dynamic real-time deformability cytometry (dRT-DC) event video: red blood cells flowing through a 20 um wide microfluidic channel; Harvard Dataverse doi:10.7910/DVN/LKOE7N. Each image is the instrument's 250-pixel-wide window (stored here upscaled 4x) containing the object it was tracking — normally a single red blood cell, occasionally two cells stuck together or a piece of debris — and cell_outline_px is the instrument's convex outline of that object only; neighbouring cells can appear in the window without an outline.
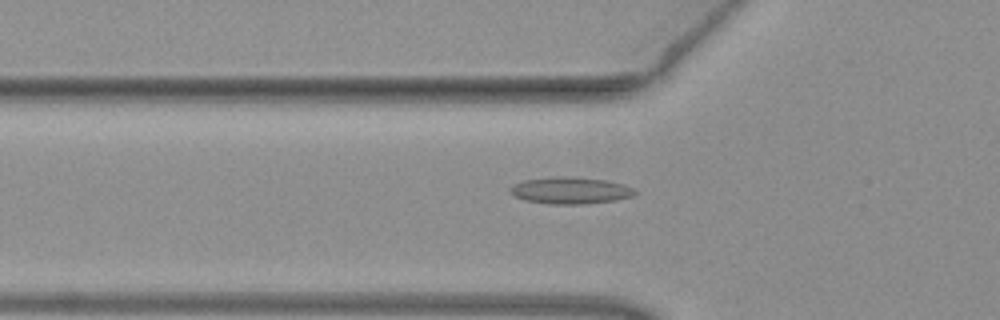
{"species": "common noctule bat (a hibernating species)", "species_latin": "Nyctalus noctula", "temperature_condition": "warm", "stored_images_in_passage": 47, "camera_frame_rate_fps": 3000, "um_per_image_px": 0.085, "animal": {"sex": "female", "body_mass_g": 19.3, "forearm_length_mm": 54.1}, "frame": {"image": 1, "passage_image": 13, "time_ms": 4.0, "image_size_px": [1000, 320], "cell_outline_px": [[636, 192], [632, 196], [616, 200], [584, 204], [548, 204], [524, 200], [512, 196], [508, 192], [508, 188], [524, 180], [556, 176], [576, 176], [608, 180], [624, 184], [632, 188]], "centroid_in_image_um": [48.45, 16.18], "position_along_channel_um": 77.4, "area_um2": 19.77}}
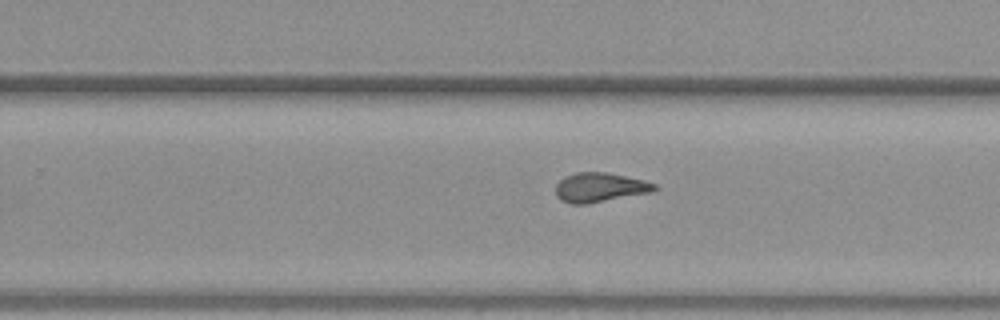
{"frame": {"image": 2, "passage_image": 28, "time_ms": 9.0, "image_size_px": [1000, 320], "cell_outline_px": [[660, 188], [652, 192], [588, 204], [572, 204], [560, 200], [556, 196], [556, 184], [564, 176], [576, 172], [604, 172], [644, 180], [656, 184]], "centroid_in_image_um": [50.99, 15.94], "position_along_channel_um": 278.8, "area_um2": 17.05}}
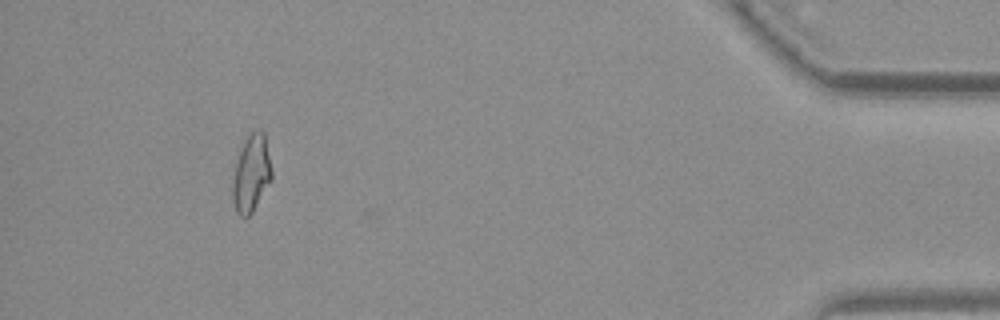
{"frame": {"image": 3, "passage_image": 43, "time_ms": 14.0, "image_size_px": [1000, 320], "cell_outline_px": [[272, 180], [252, 212], [244, 220], [236, 212], [232, 200], [232, 180], [236, 160], [240, 148], [244, 140], [256, 128], [260, 128], [264, 132], [272, 168]], "centroid_in_image_um": [21.35, 14.74], "position_along_channel_um": 413.8, "area_um2": 17.98}, "authors_computed_cell_mechanics": {"area_um2": 17.2822, "velocity_mm_per_s": 4.0162, "shape_relaxation_time_tau1_ms": null, "shape_relaxation_time_tau2_ms": 2.2088, "deformation_change_tau1": null, "deformation_change_tau2": 0.1081}}